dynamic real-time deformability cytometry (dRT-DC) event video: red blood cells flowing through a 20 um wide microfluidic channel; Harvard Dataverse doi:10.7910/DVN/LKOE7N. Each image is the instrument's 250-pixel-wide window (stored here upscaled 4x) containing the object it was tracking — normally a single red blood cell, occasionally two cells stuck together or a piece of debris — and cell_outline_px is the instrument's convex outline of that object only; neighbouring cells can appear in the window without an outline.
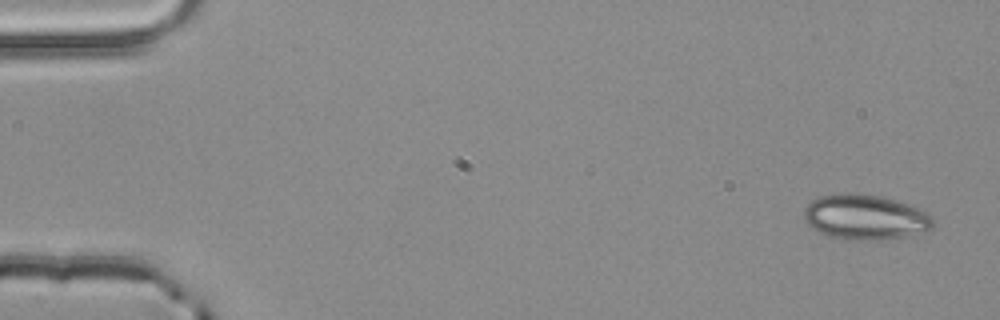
{"species": "common noctule bat (a hibernating species)", "species_latin": "Nyctalus noctula", "temperature_condition": "room temperature", "stored_images_in_passage": 3, "camera_frame_rate_fps": 3000, "um_per_image_px": 0.085, "animal": {"sex": "male", "body_mass_g": 20.4}, "frame": {"image": 1, "passage_image": 1, "time_ms": 0.0, "image_size_px": [1000, 320], "cell_outline_px": [[932, 228], [924, 232], [884, 240], [848, 240], [828, 236], [812, 228], [804, 220], [804, 208], [812, 200], [820, 196], [844, 192], [848, 192], [880, 196], [896, 200], [908, 204], [932, 216]], "centroid_in_image_um": [73.5, 18.46], "position_along_channel_um": 11.5, "area_um2": 33.99}}